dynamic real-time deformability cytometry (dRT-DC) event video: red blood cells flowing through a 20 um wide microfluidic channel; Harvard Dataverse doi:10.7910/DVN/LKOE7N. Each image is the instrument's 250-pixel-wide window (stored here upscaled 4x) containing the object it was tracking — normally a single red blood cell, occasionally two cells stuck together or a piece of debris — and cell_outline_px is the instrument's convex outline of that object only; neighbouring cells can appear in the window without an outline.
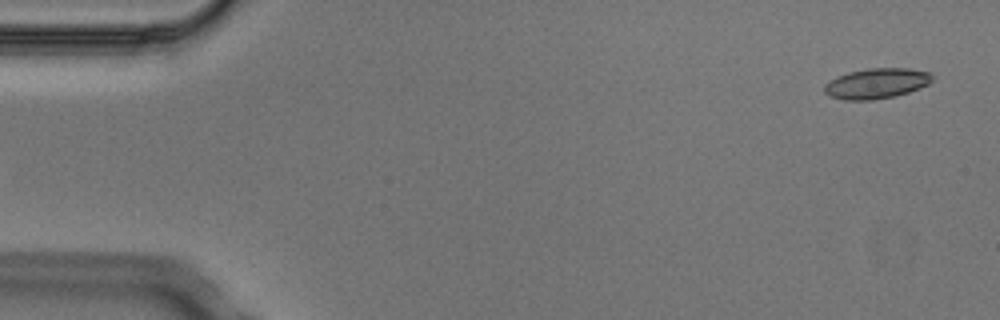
{"species": "Egyptian fruit bat (a non-hibernating species)", "species_latin": "Rousettus aegyptiacus", "temperature_condition": "cold", "stored_images_in_passage": 5, "segment_of_instrument_passage": [2, 2], "camera_frame_rate_fps": 3000, "um_per_image_px": 0.085, "animal": {"sex": "male"}, "frame": {"image": 1, "passage_image": 5, "time_ms": 1.333, "image_size_px": [1000, 320], "cell_outline_px": [[932, 80], [928, 84], [920, 88], [908, 92], [892, 96], [872, 100], [844, 100], [832, 96], [824, 92], [824, 84], [848, 72], [868, 68], [908, 68], [928, 72], [932, 76]], "centroid_in_image_um": [74.51, 7.09], "position_along_channel_um": 10.5, "area_um2": 18.79}}